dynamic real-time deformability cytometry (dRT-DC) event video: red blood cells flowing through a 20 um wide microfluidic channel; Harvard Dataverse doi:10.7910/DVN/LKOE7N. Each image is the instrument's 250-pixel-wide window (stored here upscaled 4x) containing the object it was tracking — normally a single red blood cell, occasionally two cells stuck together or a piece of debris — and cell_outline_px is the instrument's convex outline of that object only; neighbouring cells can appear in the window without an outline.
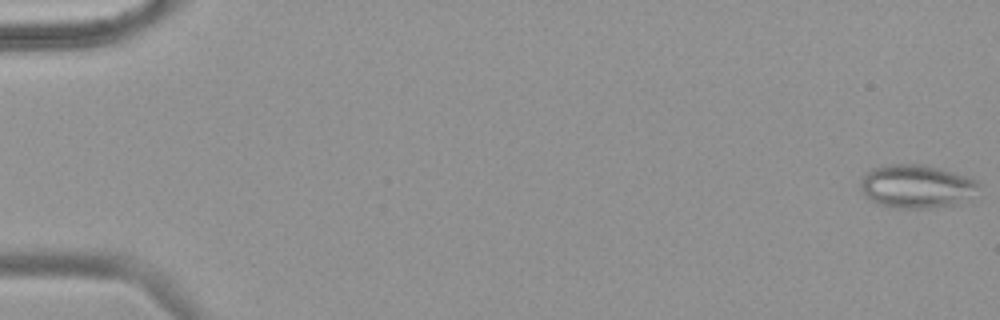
{"species": "common noctule bat (a hibernating species)", "species_latin": "Nyctalus noctula", "temperature_condition": "warm", "stored_images_in_passage": 55, "camera_frame_rate_fps": 3000, "um_per_image_px": 0.085, "animal": {"sex": "female", "body_mass_g": 18.4}, "frame": {"image": 1, "passage_image": 1, "time_ms": 0.0, "image_size_px": [1000, 320], "cell_outline_px": [[980, 184], [956, 204], [932, 208], [896, 208], [880, 204], [872, 200], [860, 188], [860, 184], [864, 176], [872, 168], [888, 164], [924, 164], [972, 176], [980, 180]], "centroid_in_image_um": [77.91, 15.81], "position_along_channel_um": 7.1, "area_um2": 29.54}}
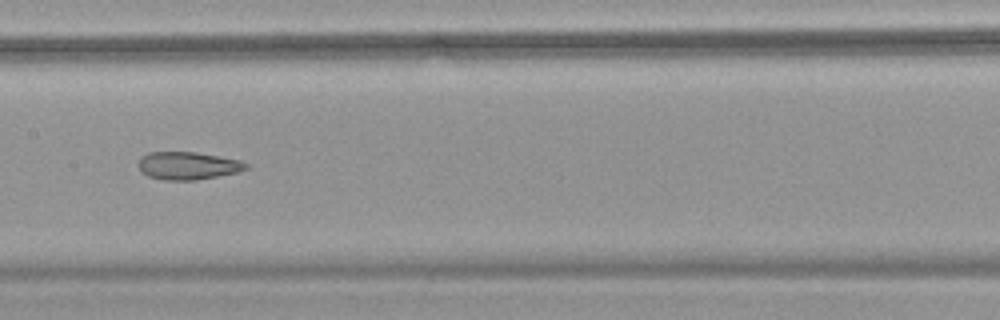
{"frame": {"image": 2, "passage_image": 29, "time_ms": 9.333, "image_size_px": [1000, 320], "cell_outline_px": [[248, 168], [236, 172], [196, 180], [164, 180], [148, 176], [140, 172], [136, 164], [140, 156], [148, 152], [196, 152], [240, 160], [248, 164]], "centroid_in_image_um": [15.89, 14.08], "position_along_channel_um": 191.5, "area_um2": 17.51}}
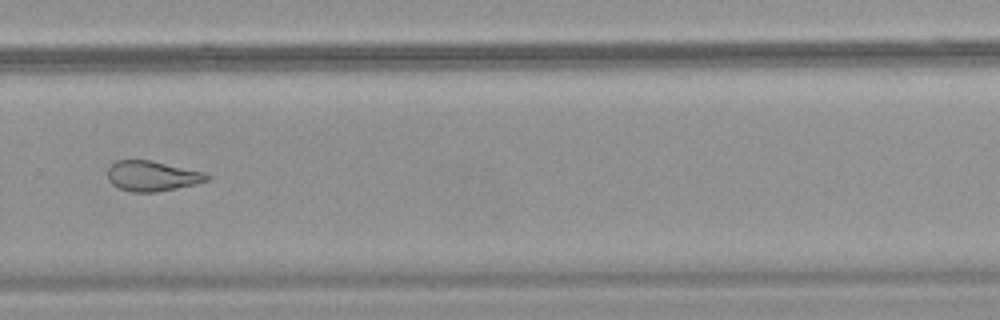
{"frame": {"image": 3, "passage_image": 39, "time_ms": 12.667, "image_size_px": [1000, 320], "cell_outline_px": [[212, 176], [208, 180], [196, 184], [156, 192], [132, 192], [116, 188], [108, 180], [108, 168], [116, 160], [148, 160], [204, 172]], "centroid_in_image_um": [12.91, 14.97], "position_along_channel_um": 316.9, "area_um2": 17.46}, "authors_computed_cell_mechanics": {"area_um2": 22.4842, "velocity_mm_per_s": 3.7766, "shape_relaxation_time_tau1_ms": null, "shape_relaxation_time_tau2_ms": 2.6439, "deformation_change_tau1": null, "deformation_change_tau2": 0.1139}}